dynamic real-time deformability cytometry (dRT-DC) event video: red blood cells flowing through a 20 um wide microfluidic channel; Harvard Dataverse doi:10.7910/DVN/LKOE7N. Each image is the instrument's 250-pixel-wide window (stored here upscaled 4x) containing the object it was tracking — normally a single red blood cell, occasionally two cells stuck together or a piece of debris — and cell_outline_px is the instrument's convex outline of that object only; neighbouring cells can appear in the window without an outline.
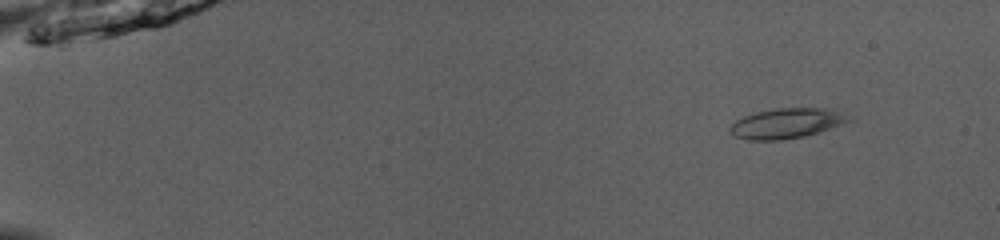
{"species": "common noctule bat (a hibernating species)", "species_latin": "Nyctalus noctula", "temperature_condition": "room temperature", "stored_images_in_passage": 51, "camera_frame_rate_fps": 3000, "um_per_image_px": 0.085, "animal": {"sex": "male", "body_mass_g": 13.0, "forearm_length_mm": 53.1}, "frame": {"image": 1, "passage_image": 6, "time_ms": 1.667, "image_size_px": [1000, 240], "cell_outline_px": [[852, 120], [804, 136], [780, 140], [748, 140], [732, 136], [728, 132], [728, 128], [736, 120], [744, 116], [756, 112], [776, 108], [832, 108], [844, 112]], "centroid_in_image_um": [66.81, 10.47], "position_along_channel_um": 18.2, "area_um2": 20.81}}
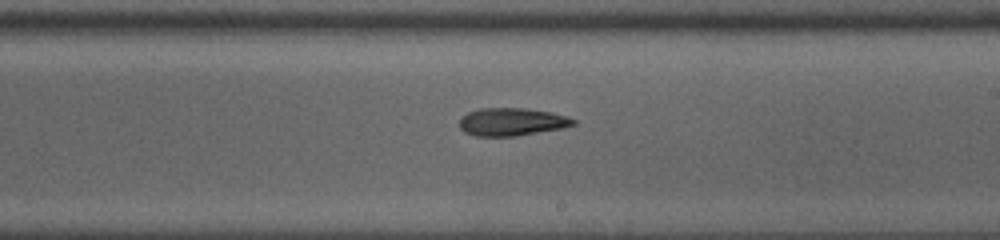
{"frame": {"image": 2, "passage_image": 32, "time_ms": 10.333, "image_size_px": [1000, 240], "cell_outline_px": [[576, 124], [560, 128], [516, 136], [476, 136], [464, 132], [460, 128], [460, 120], [468, 112], [480, 108], [524, 108], [552, 112], [576, 120]], "centroid_in_image_um": [43.48, 10.35], "position_along_channel_um": 245.5, "area_um2": 18.26}}
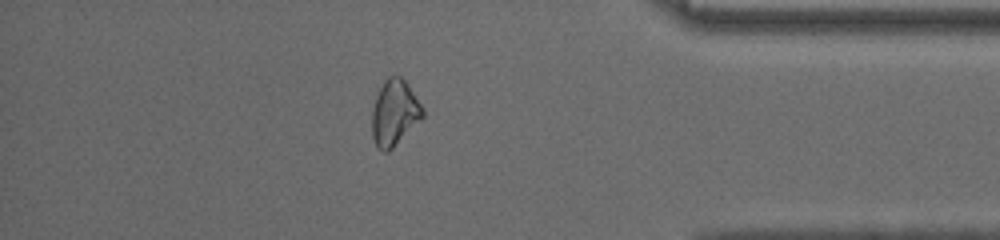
{"frame": {"image": 3, "passage_image": 45, "time_ms": 14.667, "image_size_px": [1000, 240], "cell_outline_px": [[424, 116], [388, 152], [384, 152], [376, 148], [372, 136], [372, 108], [376, 96], [384, 80], [388, 76], [400, 76], [408, 84], [420, 104], [424, 112]], "centroid_in_image_um": [33.5, 9.6], "position_along_channel_um": 401.7, "area_um2": 19.25}, "authors_computed_cell_mechanics": {"area_um2": 19.5364, "velocity_mm_per_s": 4.0712, "shape_relaxation_time_tau1_ms": 10.6916, "shape_relaxation_time_tau2_ms": 6.4029, "deformation_change_tau1": 0.1862, "deformation_change_tau2": 0.1751}}